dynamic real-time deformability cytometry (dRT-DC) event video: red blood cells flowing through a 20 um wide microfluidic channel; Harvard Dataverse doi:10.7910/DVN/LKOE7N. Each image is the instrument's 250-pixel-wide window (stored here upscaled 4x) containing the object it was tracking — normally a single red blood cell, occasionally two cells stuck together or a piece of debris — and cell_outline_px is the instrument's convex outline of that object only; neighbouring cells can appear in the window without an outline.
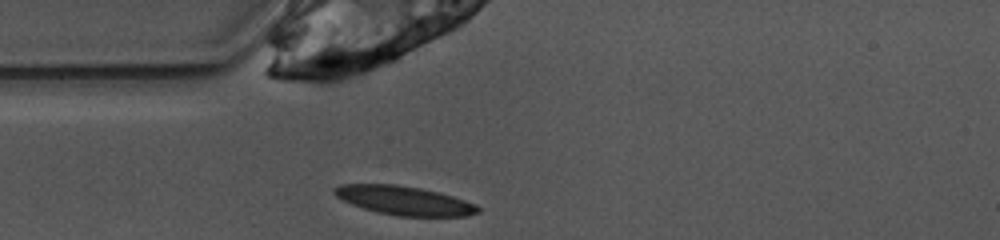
{"species": "common noctule bat (a hibernating species)", "species_latin": "Nyctalus noctula", "temperature_condition": "warm", "stored_images_in_passage": 39, "camera_frame_rate_fps": 3000, "um_per_image_px": 0.085, "animal": {"sex": "female", "body_mass_g": 10.0, "forearm_length_mm": 53.1}, "frame": {"image": 1, "passage_image": 1, "time_ms": 0.0, "image_size_px": [1000, 240], "cell_outline_px": [[480, 212], [468, 216], [396, 216], [376, 212], [352, 204], [336, 196], [332, 192], [332, 188], [340, 184], [396, 184], [420, 188], [452, 196], [476, 204], [480, 208]], "centroid_in_image_um": [34.35, 17.04], "position_along_channel_um": 50.7, "area_um2": 24.16}}
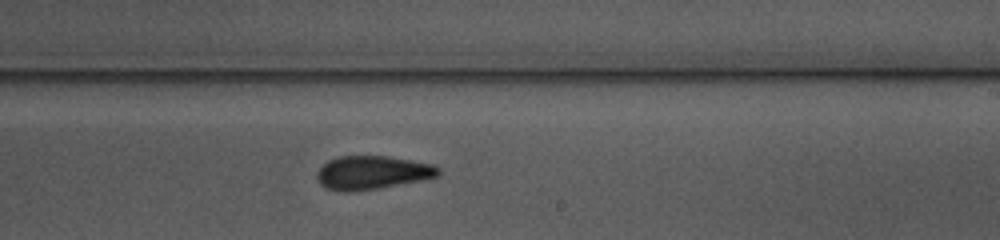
{"frame": {"image": 2, "passage_image": 17, "time_ms": 5.333, "image_size_px": [1000, 240], "cell_outline_px": [[440, 176], [420, 180], [376, 188], [348, 192], [344, 192], [324, 188], [320, 184], [316, 176], [316, 172], [328, 160], [336, 156], [388, 156], [436, 164], [440, 168]], "centroid_in_image_um": [31.64, 14.66], "position_along_channel_um": 257.4, "area_um2": 23.81}}
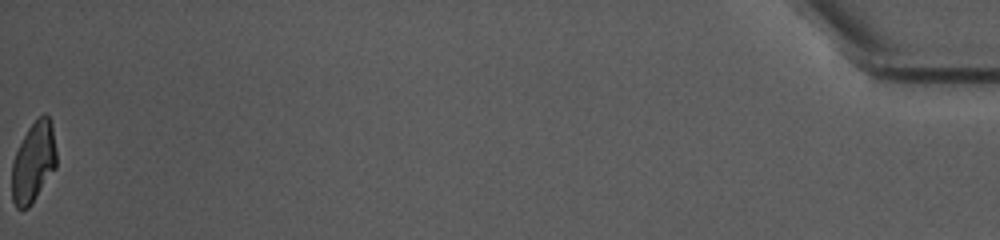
{"frame": {"image": 3, "passage_image": 39, "time_ms": 12.667, "image_size_px": [1000, 240], "cell_outline_px": [[56, 168], [28, 208], [16, 208], [12, 200], [12, 164], [16, 152], [28, 128], [44, 112], [48, 116], [52, 124], [56, 152]], "centroid_in_image_um": [2.85, 13.79], "position_along_channel_um": 432.4, "area_um2": 20.63}, "authors_computed_cell_mechanics": {"area_um2": 23.0622, "velocity_mm_per_s": 3.9099, "shape_relaxation_time_tau1_ms": 5.0211, "shape_relaxation_time_tau2_ms": 4.0104, "deformation_change_tau1": 0.1613, "deformation_change_tau2": 0.079}}